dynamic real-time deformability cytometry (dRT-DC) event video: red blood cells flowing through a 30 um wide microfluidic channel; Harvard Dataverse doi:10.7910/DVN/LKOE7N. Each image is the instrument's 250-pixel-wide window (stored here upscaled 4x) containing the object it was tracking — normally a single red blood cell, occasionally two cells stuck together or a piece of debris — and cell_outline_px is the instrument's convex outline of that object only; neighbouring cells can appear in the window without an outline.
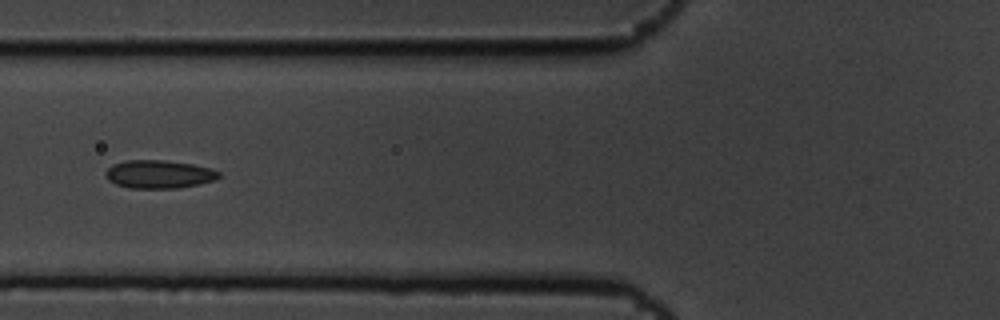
{"species": "common noctule bat (a hibernating species)", "species_latin": "Nyctalus noctula", "temperature_condition": "cold", "stored_images_in_passage": 4, "camera_frame_rate_fps": 3000, "um_per_image_px": 0.085, "animal": {"sex": "male", "body_mass_g": 19.5, "forearm_length_mm": 54.6}, "frame": {"image": 1, "passage_image": 2, "time_ms": 0.333, "image_size_px": [1000, 320], "cell_outline_px": [[220, 176], [216, 180], [180, 188], [128, 188], [116, 184], [108, 180], [104, 176], [108, 168], [112, 164], [124, 160], [164, 160], [192, 164], [212, 168], [220, 172]], "centroid_in_image_um": [13.51, 14.81], "position_along_channel_um": 112.3, "area_um2": 18.79}}
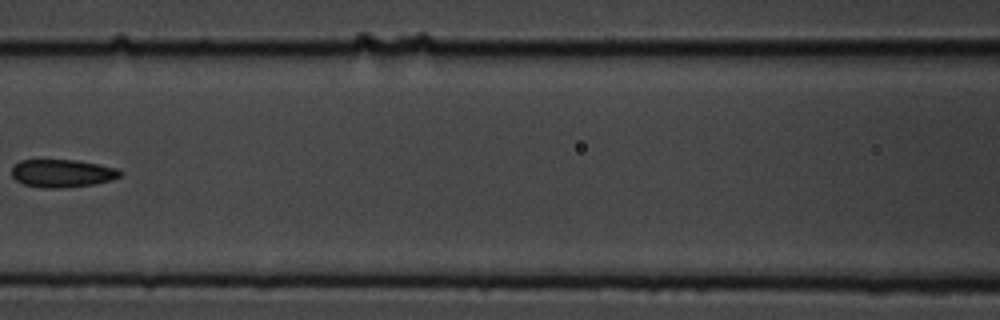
{"frame": {"image": 2, "passage_image": 3, "time_ms": 0.667, "image_size_px": [1000, 320], "cell_outline_px": [[120, 176], [112, 180], [96, 184], [60, 188], [44, 188], [24, 184], [16, 180], [12, 176], [12, 164], [20, 160], [80, 160], [116, 168], [120, 172]], "centroid_in_image_um": [5.26, 14.73], "position_along_channel_um": 161.3, "area_um2": 17.69}}
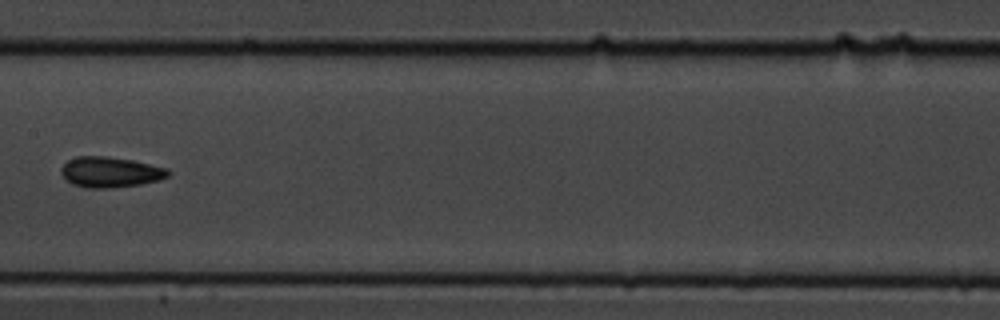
{"frame": {"image": 3, "passage_image": 4, "time_ms": 1.0, "image_size_px": [1000, 320], "cell_outline_px": [[172, 172], [168, 176], [160, 180], [140, 184], [112, 188], [84, 188], [72, 184], [60, 172], [60, 168], [68, 160], [76, 156], [108, 156], [132, 160], [168, 168]], "centroid_in_image_um": [9.39, 14.63], "position_along_channel_um": 198.0, "area_um2": 19.19}}